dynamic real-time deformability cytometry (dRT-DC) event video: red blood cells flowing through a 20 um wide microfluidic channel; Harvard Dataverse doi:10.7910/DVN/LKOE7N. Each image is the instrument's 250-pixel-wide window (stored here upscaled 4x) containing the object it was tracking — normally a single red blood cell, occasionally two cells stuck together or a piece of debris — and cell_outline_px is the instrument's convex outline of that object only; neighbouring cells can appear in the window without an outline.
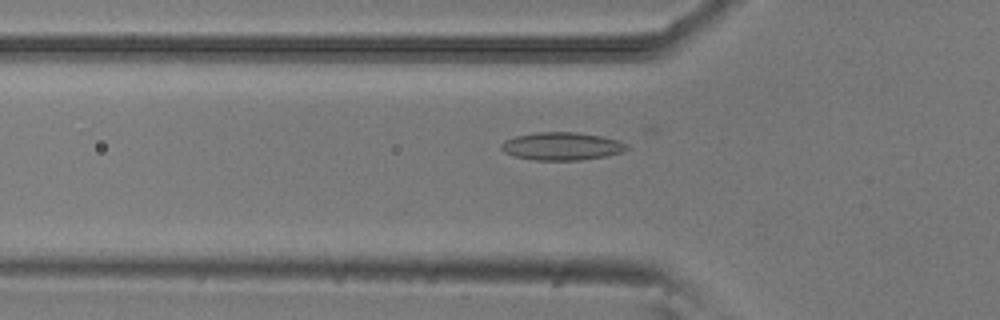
{"species": "common noctule bat (a hibernating species)", "species_latin": "Nyctalus noctula", "temperature_condition": "room temperature", "stored_images_in_passage": 46, "camera_frame_rate_fps": 3000, "um_per_image_px": 0.085, "animal": {"sex": "male", "body_mass_g": 20.5, "forearm_length_mm": 52.5}, "frame": {"image": 1, "passage_image": 17, "time_ms": 5.333, "image_size_px": [1000, 320], "cell_outline_px": [[628, 148], [620, 152], [604, 156], [580, 160], [532, 160], [516, 156], [504, 152], [500, 148], [500, 144], [504, 140], [516, 136], [536, 132], [576, 132], [600, 136], [620, 140], [628, 144]], "centroid_in_image_um": [47.73, 12.42], "position_along_channel_um": 78.1, "area_um2": 20.35}}
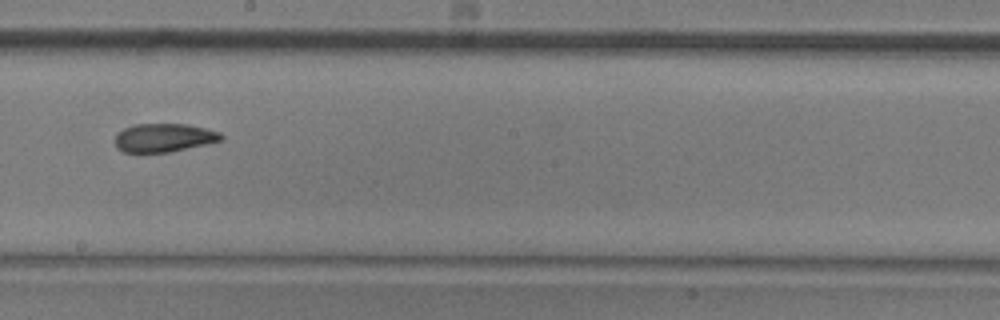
{"frame": {"image": 2, "passage_image": 29, "time_ms": 9.333, "image_size_px": [1000, 320], "cell_outline_px": [[224, 140], [168, 152], [140, 156], [124, 152], [116, 148], [116, 136], [124, 128], [132, 124], [188, 124], [220, 132], [224, 136]], "centroid_in_image_um": [13.89, 11.74], "position_along_channel_um": 234.3, "area_um2": 18.15}}
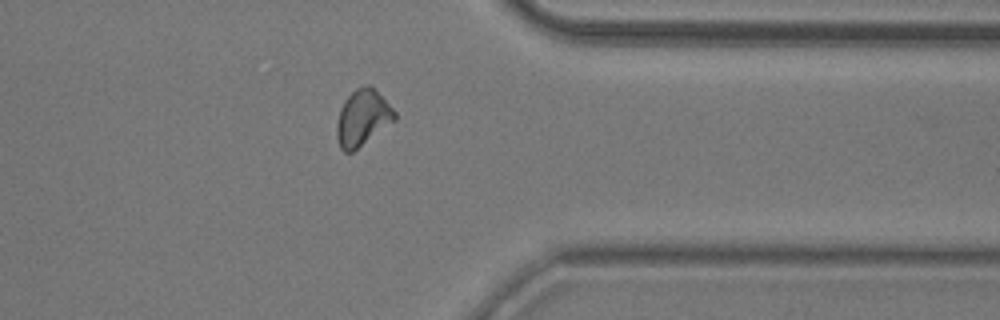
{"frame": {"image": 3, "passage_image": 41, "time_ms": 13.333, "image_size_px": [1000, 320], "cell_outline_px": [[396, 120], [352, 152], [344, 152], [340, 148], [336, 136], [336, 124], [340, 108], [344, 100], [356, 88], [364, 84], [372, 84], [396, 112]], "centroid_in_image_um": [30.82, 9.98], "position_along_channel_um": 380.6, "area_um2": 19.13}, "authors_computed_cell_mechanics": {"area_um2": 18.7272, "velocity_mm_per_s": 3.8779, "shape_relaxation_time_tau1_ms": 9.5306, "shape_relaxation_time_tau2_ms": 2.8882, "deformation_change_tau1": 0.172, "deformation_change_tau2": 0.0854}}